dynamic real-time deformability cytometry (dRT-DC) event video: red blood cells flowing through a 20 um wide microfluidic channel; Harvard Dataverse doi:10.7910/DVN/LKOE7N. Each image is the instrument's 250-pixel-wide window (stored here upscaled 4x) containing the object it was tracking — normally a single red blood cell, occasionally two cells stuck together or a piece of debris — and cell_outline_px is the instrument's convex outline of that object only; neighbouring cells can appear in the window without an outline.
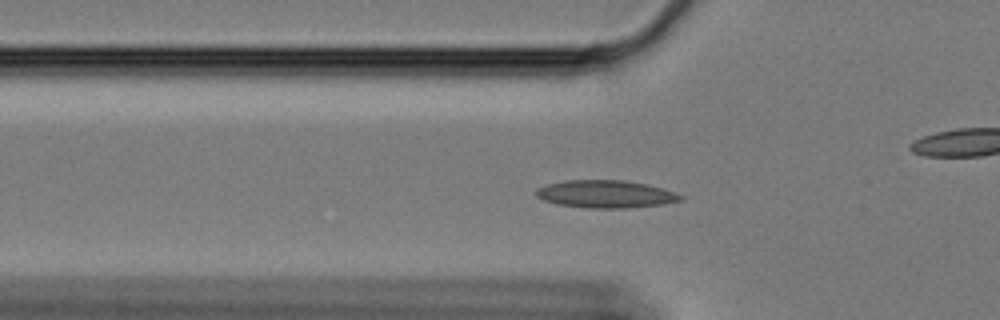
{"species": "Egyptian fruit bat (a non-hibernating species)", "species_latin": "Rousettus aegyptiacus", "temperature_condition": "cold", "stored_images_in_passage": 48, "camera_frame_rate_fps": 3000, "um_per_image_px": 0.085, "animal": {"sex": "female"}, "frame": {"image": 1, "passage_image": 7, "time_ms": 2.0, "image_size_px": [1000, 320], "cell_outline_px": [[684, 200], [664, 204], [628, 208], [588, 208], [556, 204], [544, 200], [536, 196], [536, 188], [548, 184], [564, 180], [624, 180], [648, 184], [684, 196]], "centroid_in_image_um": [51.48, 16.5], "position_along_channel_um": 74.3, "area_um2": 23.29}}
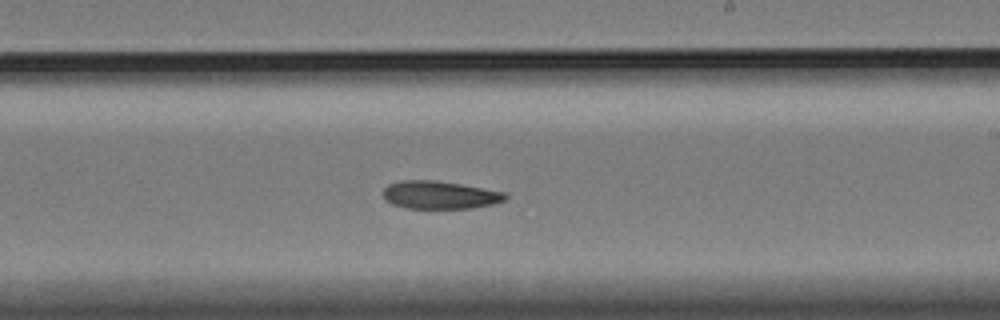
{"frame": {"image": 2, "passage_image": 23, "time_ms": 7.333, "image_size_px": [1000, 320], "cell_outline_px": [[508, 196], [504, 200], [492, 204], [472, 208], [408, 208], [392, 204], [384, 200], [384, 188], [388, 184], [400, 180], [436, 180], [508, 192]], "centroid_in_image_um": [37.38, 16.56], "position_along_channel_um": 251.6, "area_um2": 19.94}}
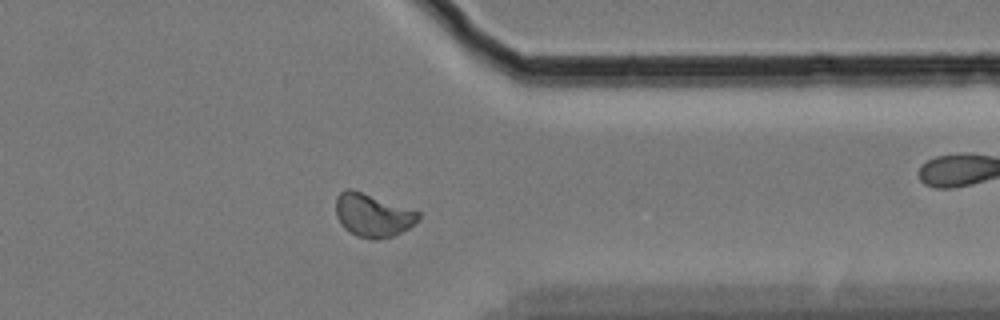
{"frame": {"image": 3, "passage_image": 35, "time_ms": 11.333, "image_size_px": [1000, 320], "cell_outline_px": [[420, 216], [408, 228], [392, 236], [376, 240], [372, 240], [356, 236], [348, 232], [340, 224], [336, 216], [336, 196], [344, 188], [348, 188], [420, 212]], "centroid_in_image_um": [31.62, 18.31], "position_along_channel_um": 379.8, "area_um2": 20.52}}